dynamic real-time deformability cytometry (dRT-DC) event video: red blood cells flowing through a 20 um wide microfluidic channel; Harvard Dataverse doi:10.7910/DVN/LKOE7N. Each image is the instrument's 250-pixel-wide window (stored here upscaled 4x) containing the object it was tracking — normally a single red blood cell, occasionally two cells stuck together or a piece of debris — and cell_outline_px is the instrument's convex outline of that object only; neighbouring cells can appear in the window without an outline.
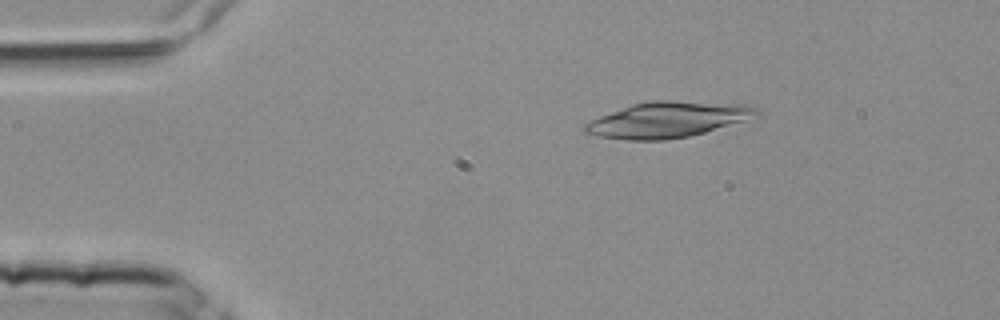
{"species": "common noctule bat (a hibernating species)", "species_latin": "Nyctalus noctula", "temperature_condition": "room temperature", "stored_images_in_passage": 3, "camera_frame_rate_fps": 3000, "um_per_image_px": 0.085, "animal": {"sex": "female", "body_mass_g": 25.1}, "frame": {"image": 1, "passage_image": 2, "time_ms": 0.333, "image_size_px": [1000, 320], "cell_outline_px": [[760, 112], [744, 120], [704, 132], [688, 136], [664, 140], [628, 140], [600, 136], [584, 132], [584, 124], [600, 116], [632, 104], [652, 100], [672, 100], [748, 104], [756, 108]], "centroid_in_image_um": [56.74, 10.16], "position_along_channel_um": 28.3, "area_um2": 35.26}}